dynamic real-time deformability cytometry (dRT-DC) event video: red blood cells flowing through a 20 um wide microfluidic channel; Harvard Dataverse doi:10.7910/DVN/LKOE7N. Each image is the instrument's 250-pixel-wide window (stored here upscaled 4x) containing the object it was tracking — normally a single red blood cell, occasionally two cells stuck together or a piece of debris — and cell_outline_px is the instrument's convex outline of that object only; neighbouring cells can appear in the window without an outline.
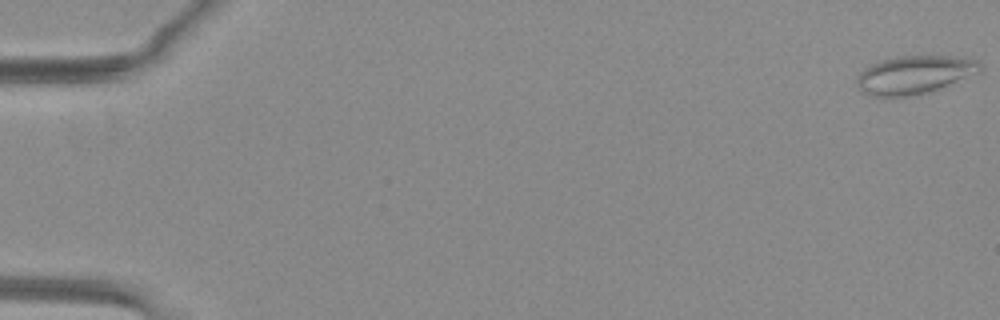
{"species": "common noctule bat (a hibernating species)", "species_latin": "Nyctalus noctula", "temperature_condition": "warm", "stored_images_in_passage": 13, "camera_frame_rate_fps": 3000, "um_per_image_px": 0.085, "animal": {"sex": "female", "body_mass_g": 29.2, "forearm_length_mm": 56.3}, "frame": {"image": 1, "passage_image": 1, "time_ms": 0.0, "image_size_px": [1000, 320], "cell_outline_px": [[984, 68], [980, 72], [948, 84], [924, 92], [904, 96], [868, 96], [860, 92], [856, 84], [856, 80], [860, 72], [864, 68], [880, 60], [896, 56], [952, 56], [980, 60]], "centroid_in_image_um": [77.69, 6.33], "position_along_channel_um": 7.3, "area_um2": 27.28}}